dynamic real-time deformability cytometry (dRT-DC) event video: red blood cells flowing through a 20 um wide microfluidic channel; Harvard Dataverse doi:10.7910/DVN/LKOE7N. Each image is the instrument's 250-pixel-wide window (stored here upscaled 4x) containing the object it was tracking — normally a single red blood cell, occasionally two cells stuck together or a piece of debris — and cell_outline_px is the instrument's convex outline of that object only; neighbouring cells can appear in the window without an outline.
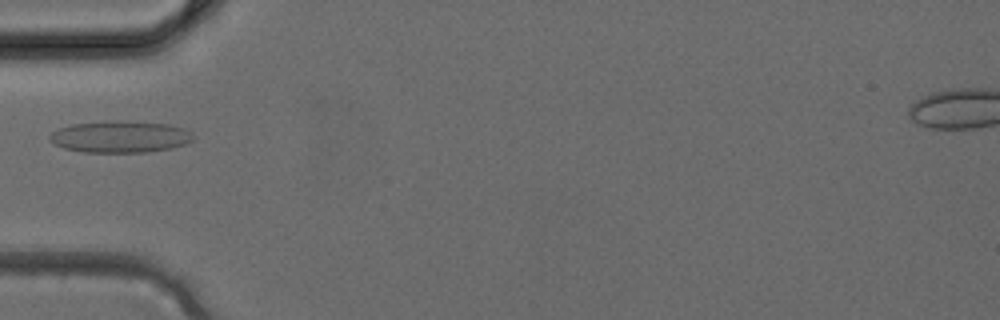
{"species": "common noctule bat (a hibernating species)", "species_latin": "Nyctalus noctula", "temperature_condition": "cold", "stored_images_in_passage": 3, "camera_frame_rate_fps": 3000, "um_per_image_px": 0.085, "animal": {"sex": "female", "body_mass_g": 24.6, "forearm_length_mm": 56.2}, "frame": {"image": 1, "passage_image": 3, "time_ms": 0.667, "image_size_px": [1000, 320], "cell_outline_px": [[196, 136], [192, 140], [184, 144], [172, 148], [148, 152], [84, 152], [64, 148], [48, 140], [48, 136], [52, 132], [60, 128], [72, 124], [168, 124], [184, 128], [192, 132]], "centroid_in_image_um": [10.24, 11.69], "position_along_channel_um": 74.8, "area_um2": 25.2}}